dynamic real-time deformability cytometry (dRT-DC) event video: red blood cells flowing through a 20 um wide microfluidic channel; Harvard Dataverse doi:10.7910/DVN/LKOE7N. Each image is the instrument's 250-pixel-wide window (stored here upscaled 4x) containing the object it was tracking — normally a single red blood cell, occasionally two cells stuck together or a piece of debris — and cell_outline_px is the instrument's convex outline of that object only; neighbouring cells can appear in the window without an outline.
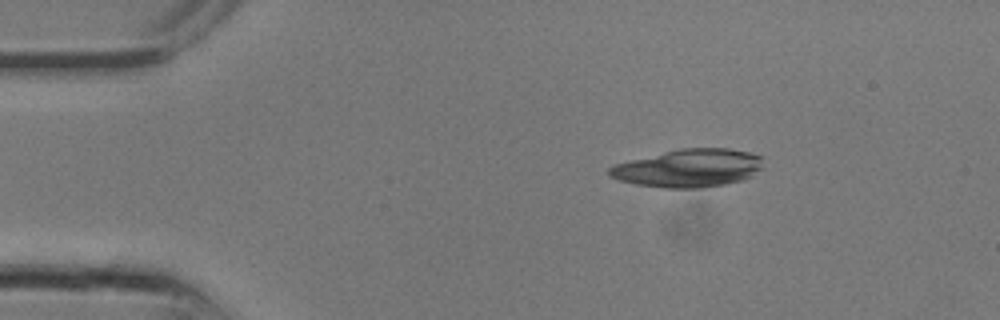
{"species": "common noctule bat (a hibernating species)", "species_latin": "Nyctalus noctula", "temperature_condition": "room temperature", "stored_images_in_passage": 10, "camera_frame_rate_fps": 3000, "um_per_image_px": 0.085, "animal": {"sex": "male", "body_mass_g": 13.3}, "frame": {"image": 1, "passage_image": 5, "time_ms": 1.333, "image_size_px": [1000, 320], "cell_outline_px": [[764, 168], [740, 180], [724, 184], [700, 188], [664, 188], [636, 184], [620, 180], [608, 176], [608, 168], [612, 164], [680, 148], [728, 148], [748, 152], [760, 156]], "centroid_in_image_um": [58.49, 14.28], "position_along_channel_um": 26.5, "area_um2": 33.99}}